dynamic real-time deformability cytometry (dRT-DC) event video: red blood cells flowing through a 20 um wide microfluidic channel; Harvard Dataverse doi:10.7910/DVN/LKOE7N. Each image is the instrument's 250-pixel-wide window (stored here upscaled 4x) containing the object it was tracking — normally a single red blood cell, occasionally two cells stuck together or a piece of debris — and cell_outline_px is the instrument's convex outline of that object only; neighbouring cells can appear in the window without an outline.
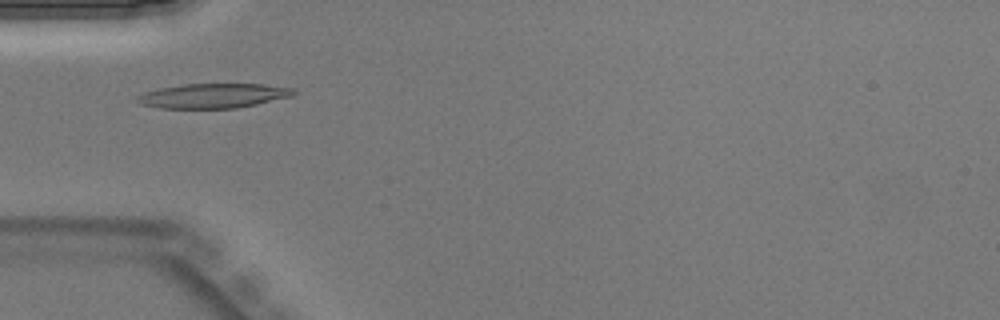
{"species": "Egyptian fruit bat (a non-hibernating species)", "species_latin": "Rousettus aegyptiacus", "temperature_condition": "warm", "stored_images_in_passage": 35, "camera_frame_rate_fps": 3000, "um_per_image_px": 0.085, "animal": {"sex": "male"}, "frame": {"image": 1, "passage_image": 5, "time_ms": 1.333, "image_size_px": [1000, 320], "cell_outline_px": [[296, 92], [292, 96], [256, 104], [236, 108], [160, 108], [140, 104], [136, 100], [136, 96], [144, 92], [160, 88], [180, 84], [264, 84], [296, 88]], "centroid_in_image_um": [18.12, 8.13], "position_along_channel_um": 66.9, "area_um2": 22.48}}
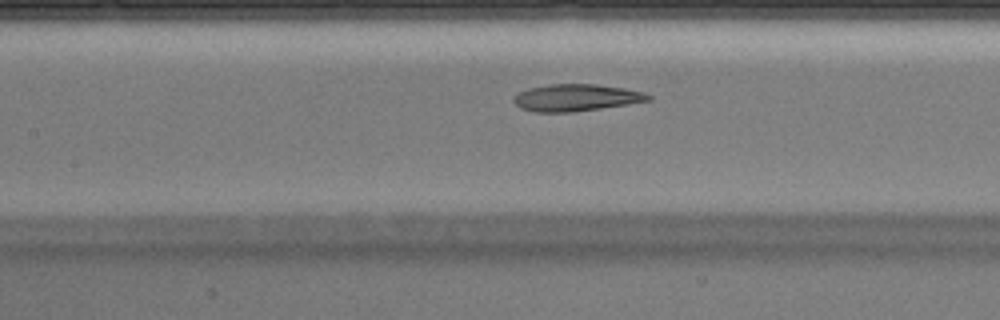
{"frame": {"image": 2, "passage_image": 11, "time_ms": 3.333, "image_size_px": [1000, 320], "cell_outline_px": [[652, 100], [600, 108], [572, 112], [536, 112], [520, 108], [512, 100], [512, 96], [528, 88], [548, 84], [596, 84], [624, 88], [644, 92], [652, 96]], "centroid_in_image_um": [48.95, 8.29], "position_along_channel_um": 158.5, "area_um2": 21.15}}
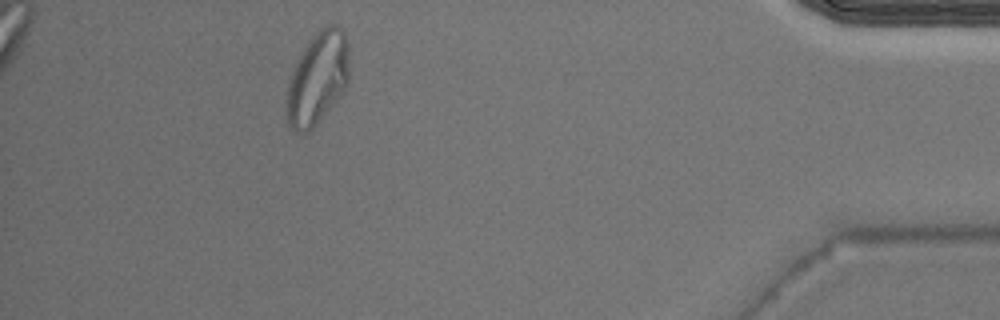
{"frame": {"image": 3, "passage_image": 31, "time_ms": 10.0, "image_size_px": [1000, 320], "cell_outline_px": [[348, 84], [316, 124], [308, 132], [300, 136], [288, 124], [288, 80], [296, 60], [312, 36], [316, 32], [328, 24], [336, 24], [344, 32], [348, 40]], "centroid_in_image_um": [27.0, 6.62], "position_along_channel_um": 408.2, "area_um2": 33.41}}